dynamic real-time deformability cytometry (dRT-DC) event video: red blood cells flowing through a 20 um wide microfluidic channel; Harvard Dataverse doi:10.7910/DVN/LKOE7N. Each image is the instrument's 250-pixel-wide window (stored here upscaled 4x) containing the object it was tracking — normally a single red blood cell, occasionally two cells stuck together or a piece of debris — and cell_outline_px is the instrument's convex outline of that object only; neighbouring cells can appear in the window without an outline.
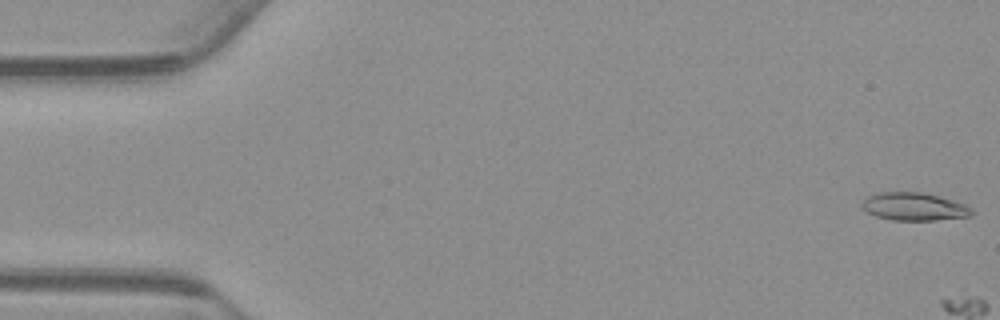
{"species": "common noctule bat (a hibernating species)", "species_latin": "Nyctalus noctula", "temperature_condition": "warm", "stored_images_in_passage": 4, "camera_frame_rate_fps": 3000, "um_per_image_px": 0.085, "animal": {"sex": "male", "body_mass_g": 23.1, "forearm_length_mm": 52.7}, "frame": {"image": 1, "passage_image": 1, "time_ms": 0.0, "image_size_px": [1000, 320], "cell_outline_px": [[976, 212], [972, 216], [936, 220], [892, 220], [876, 216], [868, 212], [860, 204], [868, 196], [880, 192], [920, 192], [936, 196], [964, 204], [972, 208]], "centroid_in_image_um": [77.72, 17.57], "position_along_channel_um": 7.3, "area_um2": 17.69}}